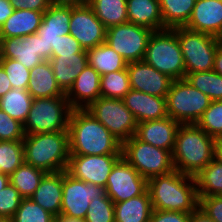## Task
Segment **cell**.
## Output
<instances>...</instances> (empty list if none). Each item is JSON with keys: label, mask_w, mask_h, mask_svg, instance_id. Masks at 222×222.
Wrapping results in <instances>:
<instances>
[{"label": "cell", "mask_w": 222, "mask_h": 222, "mask_svg": "<svg viewBox=\"0 0 222 222\" xmlns=\"http://www.w3.org/2000/svg\"><path fill=\"white\" fill-rule=\"evenodd\" d=\"M88 64L100 75L127 67L126 60L114 51L106 42L87 50Z\"/></svg>", "instance_id": "29"}, {"label": "cell", "mask_w": 222, "mask_h": 222, "mask_svg": "<svg viewBox=\"0 0 222 222\" xmlns=\"http://www.w3.org/2000/svg\"><path fill=\"white\" fill-rule=\"evenodd\" d=\"M105 190L114 203H119L142 195L147 190V180L121 157L108 176Z\"/></svg>", "instance_id": "12"}, {"label": "cell", "mask_w": 222, "mask_h": 222, "mask_svg": "<svg viewBox=\"0 0 222 222\" xmlns=\"http://www.w3.org/2000/svg\"><path fill=\"white\" fill-rule=\"evenodd\" d=\"M12 89V85L8 79L6 71L0 65V98Z\"/></svg>", "instance_id": "49"}, {"label": "cell", "mask_w": 222, "mask_h": 222, "mask_svg": "<svg viewBox=\"0 0 222 222\" xmlns=\"http://www.w3.org/2000/svg\"><path fill=\"white\" fill-rule=\"evenodd\" d=\"M180 125L169 116L159 120L143 121L137 123L135 136L145 143L172 153Z\"/></svg>", "instance_id": "19"}, {"label": "cell", "mask_w": 222, "mask_h": 222, "mask_svg": "<svg viewBox=\"0 0 222 222\" xmlns=\"http://www.w3.org/2000/svg\"><path fill=\"white\" fill-rule=\"evenodd\" d=\"M14 8L9 0H0V27L4 24L6 19L13 13Z\"/></svg>", "instance_id": "48"}, {"label": "cell", "mask_w": 222, "mask_h": 222, "mask_svg": "<svg viewBox=\"0 0 222 222\" xmlns=\"http://www.w3.org/2000/svg\"><path fill=\"white\" fill-rule=\"evenodd\" d=\"M172 30L178 37L186 75L213 70L216 50L222 42L220 38L186 27H175Z\"/></svg>", "instance_id": "7"}, {"label": "cell", "mask_w": 222, "mask_h": 222, "mask_svg": "<svg viewBox=\"0 0 222 222\" xmlns=\"http://www.w3.org/2000/svg\"><path fill=\"white\" fill-rule=\"evenodd\" d=\"M189 222H214L203 210L197 207L190 213Z\"/></svg>", "instance_id": "50"}, {"label": "cell", "mask_w": 222, "mask_h": 222, "mask_svg": "<svg viewBox=\"0 0 222 222\" xmlns=\"http://www.w3.org/2000/svg\"><path fill=\"white\" fill-rule=\"evenodd\" d=\"M101 75L89 64L77 76L66 98L73 109H86L101 97Z\"/></svg>", "instance_id": "21"}, {"label": "cell", "mask_w": 222, "mask_h": 222, "mask_svg": "<svg viewBox=\"0 0 222 222\" xmlns=\"http://www.w3.org/2000/svg\"><path fill=\"white\" fill-rule=\"evenodd\" d=\"M122 100L125 106L132 112L137 123L159 120L168 116L165 97L149 95L131 89Z\"/></svg>", "instance_id": "20"}, {"label": "cell", "mask_w": 222, "mask_h": 222, "mask_svg": "<svg viewBox=\"0 0 222 222\" xmlns=\"http://www.w3.org/2000/svg\"><path fill=\"white\" fill-rule=\"evenodd\" d=\"M105 194V188L76 179L64 170L60 213L85 219L91 198Z\"/></svg>", "instance_id": "13"}, {"label": "cell", "mask_w": 222, "mask_h": 222, "mask_svg": "<svg viewBox=\"0 0 222 222\" xmlns=\"http://www.w3.org/2000/svg\"><path fill=\"white\" fill-rule=\"evenodd\" d=\"M27 91L36 98H50L66 95L57 84L49 60H44L30 70Z\"/></svg>", "instance_id": "25"}, {"label": "cell", "mask_w": 222, "mask_h": 222, "mask_svg": "<svg viewBox=\"0 0 222 222\" xmlns=\"http://www.w3.org/2000/svg\"><path fill=\"white\" fill-rule=\"evenodd\" d=\"M45 174L44 170L24 162L9 176V181L22 198H30Z\"/></svg>", "instance_id": "32"}, {"label": "cell", "mask_w": 222, "mask_h": 222, "mask_svg": "<svg viewBox=\"0 0 222 222\" xmlns=\"http://www.w3.org/2000/svg\"><path fill=\"white\" fill-rule=\"evenodd\" d=\"M32 101L33 97L27 90L12 88L0 98V109L24 124Z\"/></svg>", "instance_id": "33"}, {"label": "cell", "mask_w": 222, "mask_h": 222, "mask_svg": "<svg viewBox=\"0 0 222 222\" xmlns=\"http://www.w3.org/2000/svg\"><path fill=\"white\" fill-rule=\"evenodd\" d=\"M62 189L63 171L46 173L30 198L56 217L61 211Z\"/></svg>", "instance_id": "23"}, {"label": "cell", "mask_w": 222, "mask_h": 222, "mask_svg": "<svg viewBox=\"0 0 222 222\" xmlns=\"http://www.w3.org/2000/svg\"><path fill=\"white\" fill-rule=\"evenodd\" d=\"M68 133L70 155L122 154V143L86 109L72 110Z\"/></svg>", "instance_id": "1"}, {"label": "cell", "mask_w": 222, "mask_h": 222, "mask_svg": "<svg viewBox=\"0 0 222 222\" xmlns=\"http://www.w3.org/2000/svg\"><path fill=\"white\" fill-rule=\"evenodd\" d=\"M184 27L222 40V0H196Z\"/></svg>", "instance_id": "18"}, {"label": "cell", "mask_w": 222, "mask_h": 222, "mask_svg": "<svg viewBox=\"0 0 222 222\" xmlns=\"http://www.w3.org/2000/svg\"><path fill=\"white\" fill-rule=\"evenodd\" d=\"M54 222H86V221L85 219L70 217L60 213L54 218Z\"/></svg>", "instance_id": "53"}, {"label": "cell", "mask_w": 222, "mask_h": 222, "mask_svg": "<svg viewBox=\"0 0 222 222\" xmlns=\"http://www.w3.org/2000/svg\"><path fill=\"white\" fill-rule=\"evenodd\" d=\"M23 124L0 110V141L23 140Z\"/></svg>", "instance_id": "43"}, {"label": "cell", "mask_w": 222, "mask_h": 222, "mask_svg": "<svg viewBox=\"0 0 222 222\" xmlns=\"http://www.w3.org/2000/svg\"><path fill=\"white\" fill-rule=\"evenodd\" d=\"M19 191L11 184L0 191V217L12 218L20 206L21 200Z\"/></svg>", "instance_id": "42"}, {"label": "cell", "mask_w": 222, "mask_h": 222, "mask_svg": "<svg viewBox=\"0 0 222 222\" xmlns=\"http://www.w3.org/2000/svg\"><path fill=\"white\" fill-rule=\"evenodd\" d=\"M130 90L127 68L101 75V97L123 99Z\"/></svg>", "instance_id": "36"}, {"label": "cell", "mask_w": 222, "mask_h": 222, "mask_svg": "<svg viewBox=\"0 0 222 222\" xmlns=\"http://www.w3.org/2000/svg\"><path fill=\"white\" fill-rule=\"evenodd\" d=\"M198 196L222 195V164L213 159L195 177Z\"/></svg>", "instance_id": "34"}, {"label": "cell", "mask_w": 222, "mask_h": 222, "mask_svg": "<svg viewBox=\"0 0 222 222\" xmlns=\"http://www.w3.org/2000/svg\"><path fill=\"white\" fill-rule=\"evenodd\" d=\"M213 70L222 76V42L216 50Z\"/></svg>", "instance_id": "52"}, {"label": "cell", "mask_w": 222, "mask_h": 222, "mask_svg": "<svg viewBox=\"0 0 222 222\" xmlns=\"http://www.w3.org/2000/svg\"><path fill=\"white\" fill-rule=\"evenodd\" d=\"M50 5L76 7L87 3V0H49Z\"/></svg>", "instance_id": "51"}, {"label": "cell", "mask_w": 222, "mask_h": 222, "mask_svg": "<svg viewBox=\"0 0 222 222\" xmlns=\"http://www.w3.org/2000/svg\"><path fill=\"white\" fill-rule=\"evenodd\" d=\"M166 100L168 116L180 124H196L211 103L207 95L186 79L172 82Z\"/></svg>", "instance_id": "9"}, {"label": "cell", "mask_w": 222, "mask_h": 222, "mask_svg": "<svg viewBox=\"0 0 222 222\" xmlns=\"http://www.w3.org/2000/svg\"><path fill=\"white\" fill-rule=\"evenodd\" d=\"M165 29L184 27L195 6L196 0H158Z\"/></svg>", "instance_id": "31"}, {"label": "cell", "mask_w": 222, "mask_h": 222, "mask_svg": "<svg viewBox=\"0 0 222 222\" xmlns=\"http://www.w3.org/2000/svg\"><path fill=\"white\" fill-rule=\"evenodd\" d=\"M189 220L190 213L153 209L149 222H189Z\"/></svg>", "instance_id": "46"}, {"label": "cell", "mask_w": 222, "mask_h": 222, "mask_svg": "<svg viewBox=\"0 0 222 222\" xmlns=\"http://www.w3.org/2000/svg\"><path fill=\"white\" fill-rule=\"evenodd\" d=\"M215 141L196 124H181L172 151L174 170L195 177L214 159Z\"/></svg>", "instance_id": "3"}, {"label": "cell", "mask_w": 222, "mask_h": 222, "mask_svg": "<svg viewBox=\"0 0 222 222\" xmlns=\"http://www.w3.org/2000/svg\"><path fill=\"white\" fill-rule=\"evenodd\" d=\"M86 222H115L114 202L107 196H97L91 198L89 208L86 213Z\"/></svg>", "instance_id": "40"}, {"label": "cell", "mask_w": 222, "mask_h": 222, "mask_svg": "<svg viewBox=\"0 0 222 222\" xmlns=\"http://www.w3.org/2000/svg\"><path fill=\"white\" fill-rule=\"evenodd\" d=\"M121 143L137 131V122L122 99L100 97L87 108Z\"/></svg>", "instance_id": "10"}, {"label": "cell", "mask_w": 222, "mask_h": 222, "mask_svg": "<svg viewBox=\"0 0 222 222\" xmlns=\"http://www.w3.org/2000/svg\"><path fill=\"white\" fill-rule=\"evenodd\" d=\"M0 65L6 71L12 88L27 90L30 80V70L23 64L10 58H0Z\"/></svg>", "instance_id": "41"}, {"label": "cell", "mask_w": 222, "mask_h": 222, "mask_svg": "<svg viewBox=\"0 0 222 222\" xmlns=\"http://www.w3.org/2000/svg\"><path fill=\"white\" fill-rule=\"evenodd\" d=\"M152 33L147 27L127 22L106 29L105 42L127 63L143 61Z\"/></svg>", "instance_id": "11"}, {"label": "cell", "mask_w": 222, "mask_h": 222, "mask_svg": "<svg viewBox=\"0 0 222 222\" xmlns=\"http://www.w3.org/2000/svg\"><path fill=\"white\" fill-rule=\"evenodd\" d=\"M55 216L36 204L31 198H23L13 222H54Z\"/></svg>", "instance_id": "39"}, {"label": "cell", "mask_w": 222, "mask_h": 222, "mask_svg": "<svg viewBox=\"0 0 222 222\" xmlns=\"http://www.w3.org/2000/svg\"><path fill=\"white\" fill-rule=\"evenodd\" d=\"M126 68L131 89L149 95L167 97V93L174 81L169 76L159 72L144 61L129 62Z\"/></svg>", "instance_id": "17"}, {"label": "cell", "mask_w": 222, "mask_h": 222, "mask_svg": "<svg viewBox=\"0 0 222 222\" xmlns=\"http://www.w3.org/2000/svg\"><path fill=\"white\" fill-rule=\"evenodd\" d=\"M106 29L129 22L126 0H87Z\"/></svg>", "instance_id": "30"}, {"label": "cell", "mask_w": 222, "mask_h": 222, "mask_svg": "<svg viewBox=\"0 0 222 222\" xmlns=\"http://www.w3.org/2000/svg\"><path fill=\"white\" fill-rule=\"evenodd\" d=\"M185 79L211 101L222 100V76L214 70L188 73Z\"/></svg>", "instance_id": "35"}, {"label": "cell", "mask_w": 222, "mask_h": 222, "mask_svg": "<svg viewBox=\"0 0 222 222\" xmlns=\"http://www.w3.org/2000/svg\"><path fill=\"white\" fill-rule=\"evenodd\" d=\"M49 62L54 71L57 84L66 94L77 76L88 65L87 50L78 54L51 56Z\"/></svg>", "instance_id": "24"}, {"label": "cell", "mask_w": 222, "mask_h": 222, "mask_svg": "<svg viewBox=\"0 0 222 222\" xmlns=\"http://www.w3.org/2000/svg\"><path fill=\"white\" fill-rule=\"evenodd\" d=\"M70 20V6L50 5L44 12L43 20L37 34L46 43V50H52L51 46H55V42L60 36L70 34Z\"/></svg>", "instance_id": "22"}, {"label": "cell", "mask_w": 222, "mask_h": 222, "mask_svg": "<svg viewBox=\"0 0 222 222\" xmlns=\"http://www.w3.org/2000/svg\"><path fill=\"white\" fill-rule=\"evenodd\" d=\"M122 154L70 155L66 172L86 183L106 187L108 176Z\"/></svg>", "instance_id": "15"}, {"label": "cell", "mask_w": 222, "mask_h": 222, "mask_svg": "<svg viewBox=\"0 0 222 222\" xmlns=\"http://www.w3.org/2000/svg\"><path fill=\"white\" fill-rule=\"evenodd\" d=\"M25 162L22 140L0 141V172L11 175Z\"/></svg>", "instance_id": "37"}, {"label": "cell", "mask_w": 222, "mask_h": 222, "mask_svg": "<svg viewBox=\"0 0 222 222\" xmlns=\"http://www.w3.org/2000/svg\"><path fill=\"white\" fill-rule=\"evenodd\" d=\"M198 207L203 210L214 222H222V195L198 196Z\"/></svg>", "instance_id": "45"}, {"label": "cell", "mask_w": 222, "mask_h": 222, "mask_svg": "<svg viewBox=\"0 0 222 222\" xmlns=\"http://www.w3.org/2000/svg\"><path fill=\"white\" fill-rule=\"evenodd\" d=\"M214 159L222 164V140L220 138L215 141Z\"/></svg>", "instance_id": "54"}, {"label": "cell", "mask_w": 222, "mask_h": 222, "mask_svg": "<svg viewBox=\"0 0 222 222\" xmlns=\"http://www.w3.org/2000/svg\"><path fill=\"white\" fill-rule=\"evenodd\" d=\"M72 110L66 95L33 99L23 124L24 133L40 134L68 131Z\"/></svg>", "instance_id": "6"}, {"label": "cell", "mask_w": 222, "mask_h": 222, "mask_svg": "<svg viewBox=\"0 0 222 222\" xmlns=\"http://www.w3.org/2000/svg\"><path fill=\"white\" fill-rule=\"evenodd\" d=\"M143 61L173 80L185 79L181 47L172 29L153 31L148 39Z\"/></svg>", "instance_id": "5"}, {"label": "cell", "mask_w": 222, "mask_h": 222, "mask_svg": "<svg viewBox=\"0 0 222 222\" xmlns=\"http://www.w3.org/2000/svg\"><path fill=\"white\" fill-rule=\"evenodd\" d=\"M43 12L14 10L0 27V38L25 37L35 34L43 20Z\"/></svg>", "instance_id": "26"}, {"label": "cell", "mask_w": 222, "mask_h": 222, "mask_svg": "<svg viewBox=\"0 0 222 222\" xmlns=\"http://www.w3.org/2000/svg\"><path fill=\"white\" fill-rule=\"evenodd\" d=\"M128 21L152 31L165 30L158 0H126Z\"/></svg>", "instance_id": "27"}, {"label": "cell", "mask_w": 222, "mask_h": 222, "mask_svg": "<svg viewBox=\"0 0 222 222\" xmlns=\"http://www.w3.org/2000/svg\"><path fill=\"white\" fill-rule=\"evenodd\" d=\"M22 141L25 163L46 173L67 169L70 157L68 131L25 134Z\"/></svg>", "instance_id": "4"}, {"label": "cell", "mask_w": 222, "mask_h": 222, "mask_svg": "<svg viewBox=\"0 0 222 222\" xmlns=\"http://www.w3.org/2000/svg\"><path fill=\"white\" fill-rule=\"evenodd\" d=\"M14 10H32L45 12L50 7L49 0H9Z\"/></svg>", "instance_id": "47"}, {"label": "cell", "mask_w": 222, "mask_h": 222, "mask_svg": "<svg viewBox=\"0 0 222 222\" xmlns=\"http://www.w3.org/2000/svg\"><path fill=\"white\" fill-rule=\"evenodd\" d=\"M0 222H13V219L8 217H0Z\"/></svg>", "instance_id": "56"}, {"label": "cell", "mask_w": 222, "mask_h": 222, "mask_svg": "<svg viewBox=\"0 0 222 222\" xmlns=\"http://www.w3.org/2000/svg\"><path fill=\"white\" fill-rule=\"evenodd\" d=\"M69 26L70 35L80 43L84 50L105 42L106 28L87 3L71 7Z\"/></svg>", "instance_id": "16"}, {"label": "cell", "mask_w": 222, "mask_h": 222, "mask_svg": "<svg viewBox=\"0 0 222 222\" xmlns=\"http://www.w3.org/2000/svg\"><path fill=\"white\" fill-rule=\"evenodd\" d=\"M196 125L209 136L215 139L220 138L222 136V100L211 101Z\"/></svg>", "instance_id": "38"}, {"label": "cell", "mask_w": 222, "mask_h": 222, "mask_svg": "<svg viewBox=\"0 0 222 222\" xmlns=\"http://www.w3.org/2000/svg\"><path fill=\"white\" fill-rule=\"evenodd\" d=\"M153 209L193 212L199 205L195 178L177 170L147 180Z\"/></svg>", "instance_id": "2"}, {"label": "cell", "mask_w": 222, "mask_h": 222, "mask_svg": "<svg viewBox=\"0 0 222 222\" xmlns=\"http://www.w3.org/2000/svg\"><path fill=\"white\" fill-rule=\"evenodd\" d=\"M122 157L146 180L174 170L172 153L139 140L133 135L122 143Z\"/></svg>", "instance_id": "8"}, {"label": "cell", "mask_w": 222, "mask_h": 222, "mask_svg": "<svg viewBox=\"0 0 222 222\" xmlns=\"http://www.w3.org/2000/svg\"><path fill=\"white\" fill-rule=\"evenodd\" d=\"M152 212L148 190L140 196L114 203L115 222H149Z\"/></svg>", "instance_id": "28"}, {"label": "cell", "mask_w": 222, "mask_h": 222, "mask_svg": "<svg viewBox=\"0 0 222 222\" xmlns=\"http://www.w3.org/2000/svg\"><path fill=\"white\" fill-rule=\"evenodd\" d=\"M52 50L37 33L25 37L0 38V58H10L31 70L44 60L51 59Z\"/></svg>", "instance_id": "14"}, {"label": "cell", "mask_w": 222, "mask_h": 222, "mask_svg": "<svg viewBox=\"0 0 222 222\" xmlns=\"http://www.w3.org/2000/svg\"><path fill=\"white\" fill-rule=\"evenodd\" d=\"M8 183H10L9 175L0 172V191L4 189Z\"/></svg>", "instance_id": "55"}, {"label": "cell", "mask_w": 222, "mask_h": 222, "mask_svg": "<svg viewBox=\"0 0 222 222\" xmlns=\"http://www.w3.org/2000/svg\"><path fill=\"white\" fill-rule=\"evenodd\" d=\"M52 47L51 56L78 54L84 51L80 43L70 34L60 36Z\"/></svg>", "instance_id": "44"}]
</instances>
